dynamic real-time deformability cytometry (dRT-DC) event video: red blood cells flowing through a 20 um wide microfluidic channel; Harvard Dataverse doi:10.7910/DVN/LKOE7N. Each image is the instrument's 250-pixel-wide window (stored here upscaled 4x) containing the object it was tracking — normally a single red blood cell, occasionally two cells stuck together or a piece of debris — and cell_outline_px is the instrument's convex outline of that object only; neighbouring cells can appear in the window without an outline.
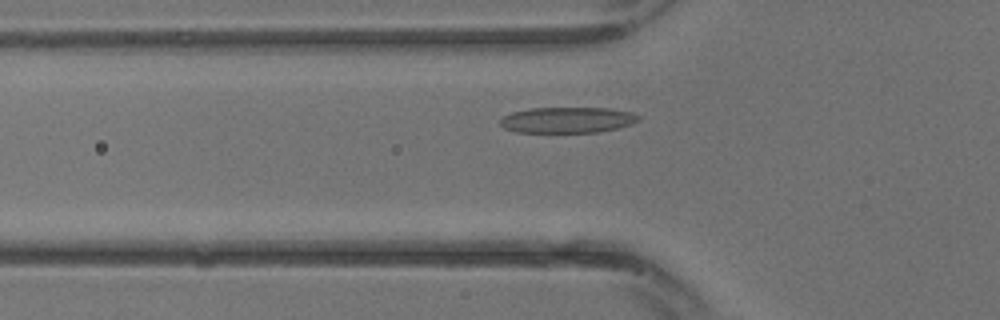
{"species": "common noctule bat (a hibernating species)", "species_latin": "Nyctalus noctula", "temperature_condition": "warm", "stored_images_in_passage": 7, "camera_frame_rate_fps": 3000, "um_per_image_px": 0.085, "animal": {"sex": "male", "body_mass_g": 13.3}, "frame": {"image": 1, "passage_image": 6, "time_ms": 1.667, "image_size_px": [1000, 320], "cell_outline_px": [[640, 120], [632, 124], [600, 132], [516, 132], [504, 128], [500, 124], [500, 120], [504, 116], [512, 112], [528, 108], [612, 108], [632, 112], [640, 116]], "centroid_in_image_um": [48.25, 10.19], "position_along_channel_um": 77.5, "area_um2": 20.92}}